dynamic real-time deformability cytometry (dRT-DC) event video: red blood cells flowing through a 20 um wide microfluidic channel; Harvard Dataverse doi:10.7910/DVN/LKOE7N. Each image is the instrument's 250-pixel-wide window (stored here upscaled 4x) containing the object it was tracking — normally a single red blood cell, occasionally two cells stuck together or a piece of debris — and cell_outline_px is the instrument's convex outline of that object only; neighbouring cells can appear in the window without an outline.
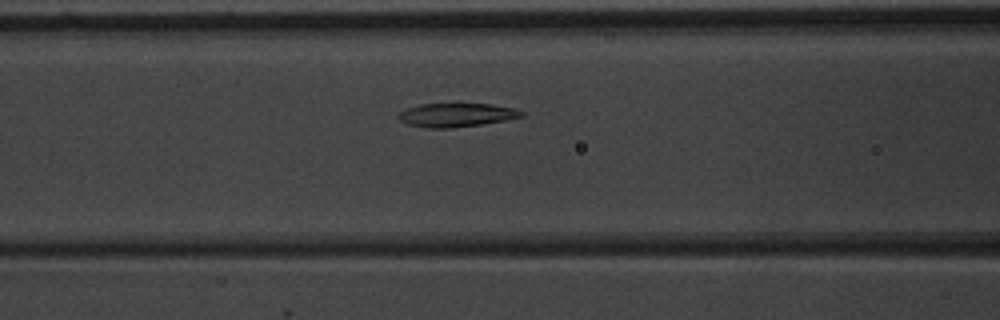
{"species": "common noctule bat (a hibernating species)", "species_latin": "Nyctalus noctula", "temperature_condition": "warm", "stored_images_in_passage": 8, "segment_of_instrument_passage": [2, 2], "camera_frame_rate_fps": 3000, "um_per_image_px": 0.085, "animal": {"sex": "male", "body_mass_g": 20.1, "forearm_length_mm": 53.5}, "frame": {"image": 1, "passage_image": 8, "time_ms": 8.667, "image_size_px": [1000, 320], "cell_outline_px": [[524, 116], [504, 120], [480, 124], [448, 128], [428, 128], [408, 124], [400, 120], [396, 116], [400, 112], [408, 108], [420, 104], [456, 100], [460, 100], [492, 104], [516, 108], [524, 112]], "centroid_in_image_um": [38.8, 9.7], "position_along_channel_um": 127.8, "area_um2": 17.92}}